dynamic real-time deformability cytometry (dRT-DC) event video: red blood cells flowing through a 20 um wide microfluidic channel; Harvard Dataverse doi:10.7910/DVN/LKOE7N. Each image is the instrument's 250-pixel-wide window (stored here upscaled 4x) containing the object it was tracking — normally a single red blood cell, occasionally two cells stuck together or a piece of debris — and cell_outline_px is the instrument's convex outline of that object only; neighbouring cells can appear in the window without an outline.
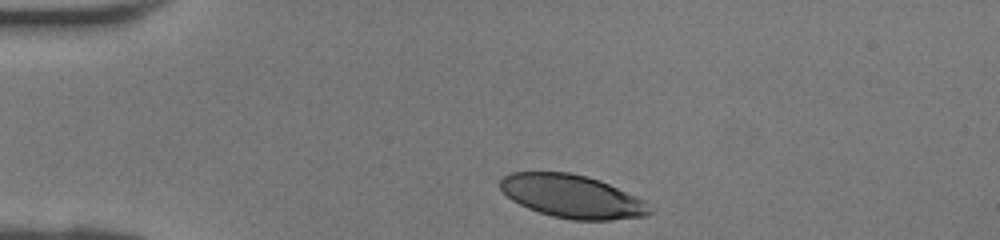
{"species": "human", "species_latin": "Homo sapiens", "temperature_condition": "room temperature", "stored_images_in_passage": 27, "camera_frame_rate_fps": 3000, "um_per_image_px": 0.085, "donor": {"sex": "female"}, "frame": {"image": 1, "passage_image": 1, "time_ms": 0.0, "image_size_px": [1000, 240], "cell_outline_px": [[652, 212], [648, 216], [612, 220], [572, 220], [552, 216], [528, 208], [512, 200], [500, 188], [500, 180], [504, 176], [512, 172], [568, 172], [588, 176], [600, 180], [636, 196], [644, 200]], "centroid_in_image_um": [48.65, 16.69], "position_along_channel_um": 36.4, "area_um2": 37.51}}
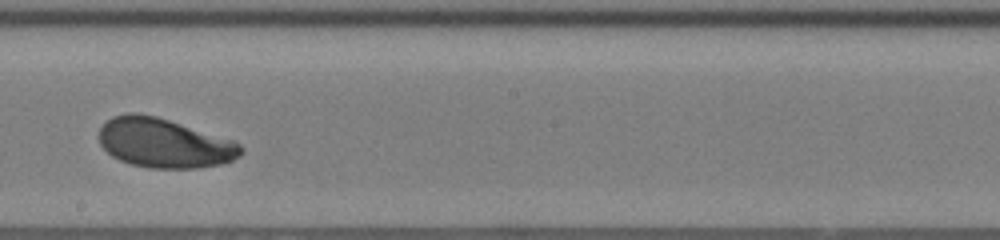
{"frame": {"image": 2, "passage_image": 16, "time_ms": 5.0, "image_size_px": [1000, 240], "cell_outline_px": [[244, 152], [240, 156], [232, 160], [220, 164], [196, 168], [148, 168], [132, 164], [120, 160], [112, 156], [100, 144], [100, 128], [112, 116], [128, 112], [136, 112], [156, 116], [236, 140], [244, 148]], "centroid_in_image_um": [13.99, 12.15], "position_along_channel_um": 234.2, "area_um2": 41.04}}
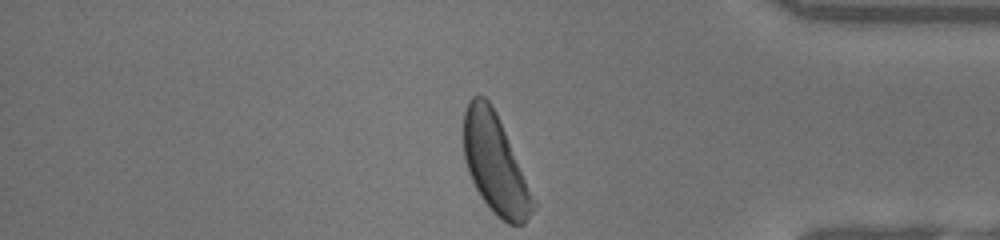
{"frame": {"image": 3, "passage_image": 27, "time_ms": 8.667, "image_size_px": [1000, 240], "cell_outline_px": [[536, 208], [524, 224], [508, 224], [496, 216], [492, 212], [480, 196], [468, 172], [464, 160], [464, 112], [472, 96], [484, 96], [492, 104], [496, 112], [536, 204]], "centroid_in_image_um": [42.07, 13.97], "position_along_channel_um": 393.1, "area_um2": 39.42}}